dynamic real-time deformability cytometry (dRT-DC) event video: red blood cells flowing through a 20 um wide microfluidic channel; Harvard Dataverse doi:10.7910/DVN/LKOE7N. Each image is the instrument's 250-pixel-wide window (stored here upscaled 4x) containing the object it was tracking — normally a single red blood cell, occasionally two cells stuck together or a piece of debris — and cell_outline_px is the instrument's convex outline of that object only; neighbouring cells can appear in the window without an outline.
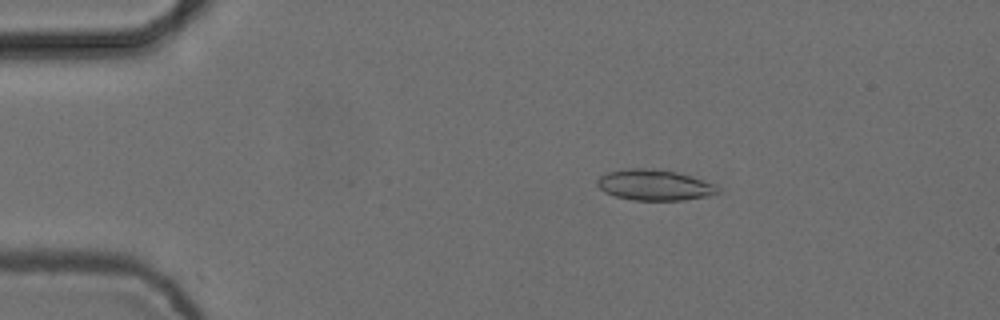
{"species": "common noctule bat (a hibernating species)", "species_latin": "Nyctalus noctula", "temperature_condition": "cold", "stored_images_in_passage": 4, "camera_frame_rate_fps": 3000, "um_per_image_px": 0.085, "animal": {"sex": "female", "body_mass_g": 24.6, "forearm_length_mm": 56.2}, "frame": {"image": 1, "passage_image": 3, "time_ms": 0.667, "image_size_px": [1000, 320], "cell_outline_px": [[720, 192], [716, 196], [684, 200], [632, 200], [616, 196], [604, 192], [596, 184], [596, 180], [600, 176], [608, 172], [628, 168], [644, 168], [676, 172], [716, 184], [720, 188]], "centroid_in_image_um": [55.68, 15.74], "position_along_channel_um": 29.3, "area_um2": 21.79}}